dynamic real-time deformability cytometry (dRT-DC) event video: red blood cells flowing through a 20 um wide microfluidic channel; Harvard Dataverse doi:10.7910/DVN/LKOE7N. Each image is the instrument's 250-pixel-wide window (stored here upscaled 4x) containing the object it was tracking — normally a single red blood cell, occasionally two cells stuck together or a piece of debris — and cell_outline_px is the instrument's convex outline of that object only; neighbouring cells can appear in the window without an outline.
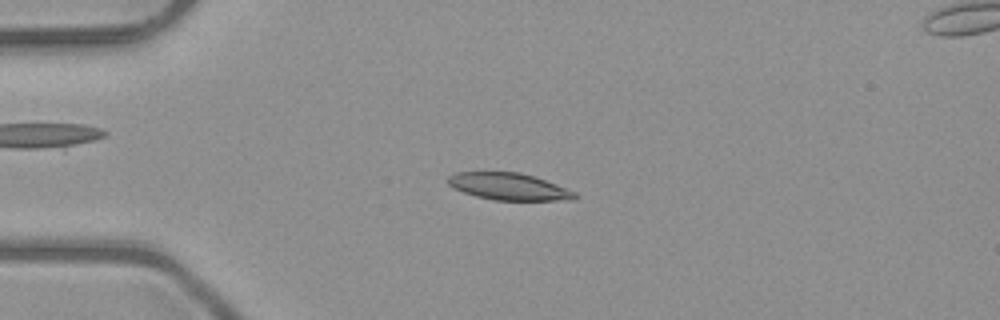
{"species": "common noctule bat (a hibernating species)", "species_latin": "Nyctalus noctula", "temperature_condition": "room temperature", "stored_images_in_passage": 50, "camera_frame_rate_fps": 3000, "um_per_image_px": 0.085, "animal": {"sex": "male", "body_mass_g": 23.1, "forearm_length_mm": 52.7}, "frame": {"image": 1, "passage_image": 12, "time_ms": 3.667, "image_size_px": [1000, 320], "cell_outline_px": [[580, 196], [576, 200], [496, 200], [476, 196], [452, 188], [448, 184], [448, 176], [456, 172], [520, 172], [556, 184], [576, 192]], "centroid_in_image_um": [43.27, 15.86], "position_along_channel_um": 41.7, "area_um2": 19.94}}
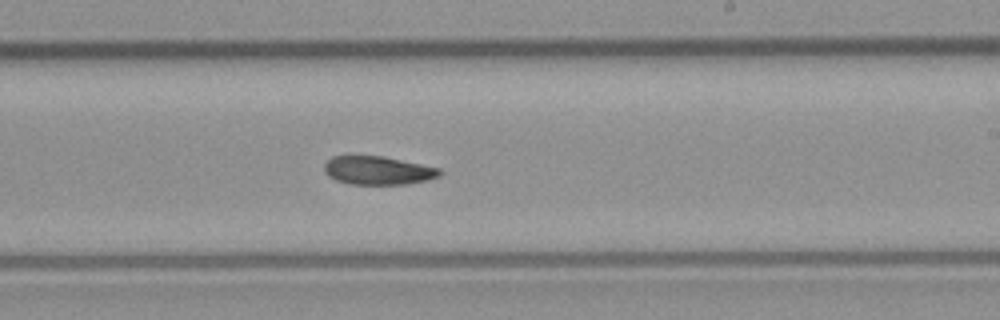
{"frame": {"image": 2, "passage_image": 30, "time_ms": 9.667, "image_size_px": [1000, 320], "cell_outline_px": [[444, 172], [440, 176], [428, 180], [404, 184], [352, 184], [336, 180], [328, 176], [324, 172], [324, 164], [332, 156], [384, 156], [440, 168]], "centroid_in_image_um": [32.15, 14.48], "position_along_channel_um": 256.9, "area_um2": 19.19}}
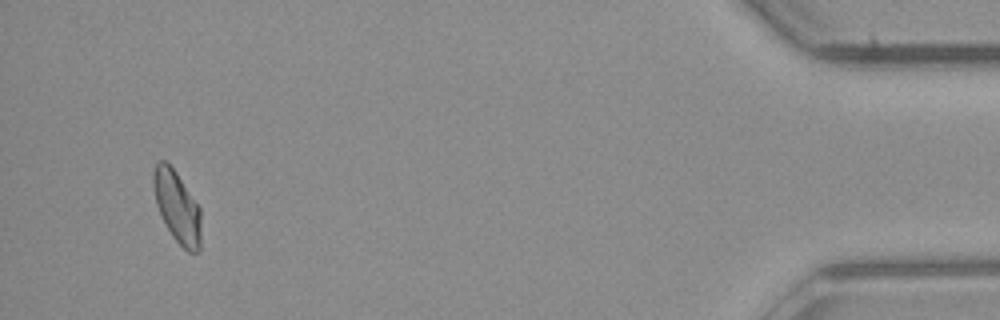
{"frame": {"image": 3, "passage_image": 48, "time_ms": 15.667, "image_size_px": [1000, 320], "cell_outline_px": [[200, 252], [188, 252], [172, 236], [156, 204], [152, 184], [152, 172], [156, 164], [160, 160], [164, 160], [176, 172], [200, 208]], "centroid_in_image_um": [15.04, 17.57], "position_along_channel_um": 420.2, "area_um2": 19.59}, "authors_computed_cell_mechanics": {"area_um2": 19.9699, "velocity_mm_per_s": 4.044, "shape_relaxation_time_tau1_ms": null, "shape_relaxation_time_tau2_ms": 11.0286, "deformation_change_tau1": null, "deformation_change_tau2": 0.1926}}